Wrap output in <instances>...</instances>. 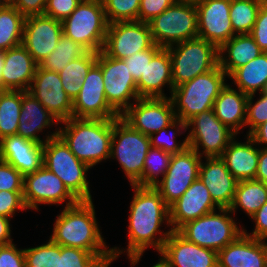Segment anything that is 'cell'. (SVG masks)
<instances>
[{
	"instance_id": "1",
	"label": "cell",
	"mask_w": 267,
	"mask_h": 267,
	"mask_svg": "<svg viewBox=\"0 0 267 267\" xmlns=\"http://www.w3.org/2000/svg\"><path fill=\"white\" fill-rule=\"evenodd\" d=\"M131 186L134 196L129 209V242L126 252L131 265L135 266L149 246L160 253L172 229L162 232L159 228L164 220L169 226V207L160 193L153 186ZM158 233L159 238L156 237Z\"/></svg>"
},
{
	"instance_id": "2",
	"label": "cell",
	"mask_w": 267,
	"mask_h": 267,
	"mask_svg": "<svg viewBox=\"0 0 267 267\" xmlns=\"http://www.w3.org/2000/svg\"><path fill=\"white\" fill-rule=\"evenodd\" d=\"M92 201H79L57 215L50 240L60 246L80 248L92 254H112L113 262L123 250L106 246L98 227ZM108 249V250H107Z\"/></svg>"
},
{
	"instance_id": "3",
	"label": "cell",
	"mask_w": 267,
	"mask_h": 267,
	"mask_svg": "<svg viewBox=\"0 0 267 267\" xmlns=\"http://www.w3.org/2000/svg\"><path fill=\"white\" fill-rule=\"evenodd\" d=\"M60 123L65 126L58 129V136L81 162L92 168L110 158L112 119L71 117Z\"/></svg>"
},
{
	"instance_id": "4",
	"label": "cell",
	"mask_w": 267,
	"mask_h": 267,
	"mask_svg": "<svg viewBox=\"0 0 267 267\" xmlns=\"http://www.w3.org/2000/svg\"><path fill=\"white\" fill-rule=\"evenodd\" d=\"M225 76L227 74L218 65L210 72L175 87L170 99L176 118L187 123L199 113L213 109L214 101L226 86Z\"/></svg>"
},
{
	"instance_id": "5",
	"label": "cell",
	"mask_w": 267,
	"mask_h": 267,
	"mask_svg": "<svg viewBox=\"0 0 267 267\" xmlns=\"http://www.w3.org/2000/svg\"><path fill=\"white\" fill-rule=\"evenodd\" d=\"M108 25L102 0H82L62 21V30L87 51L98 53L103 49Z\"/></svg>"
},
{
	"instance_id": "6",
	"label": "cell",
	"mask_w": 267,
	"mask_h": 267,
	"mask_svg": "<svg viewBox=\"0 0 267 267\" xmlns=\"http://www.w3.org/2000/svg\"><path fill=\"white\" fill-rule=\"evenodd\" d=\"M43 166L57 175L79 201H92L87 181L90 167L81 162L59 136L44 143Z\"/></svg>"
},
{
	"instance_id": "7",
	"label": "cell",
	"mask_w": 267,
	"mask_h": 267,
	"mask_svg": "<svg viewBox=\"0 0 267 267\" xmlns=\"http://www.w3.org/2000/svg\"><path fill=\"white\" fill-rule=\"evenodd\" d=\"M150 148L149 136L134 129L121 116L112 119L110 158L118 160L131 185L142 177L144 160Z\"/></svg>"
},
{
	"instance_id": "8",
	"label": "cell",
	"mask_w": 267,
	"mask_h": 267,
	"mask_svg": "<svg viewBox=\"0 0 267 267\" xmlns=\"http://www.w3.org/2000/svg\"><path fill=\"white\" fill-rule=\"evenodd\" d=\"M201 216L195 220L182 225L177 232L187 241L195 243L201 247L222 250L225 246L233 242L243 233L237 223L230 215L229 208H219Z\"/></svg>"
},
{
	"instance_id": "9",
	"label": "cell",
	"mask_w": 267,
	"mask_h": 267,
	"mask_svg": "<svg viewBox=\"0 0 267 267\" xmlns=\"http://www.w3.org/2000/svg\"><path fill=\"white\" fill-rule=\"evenodd\" d=\"M168 51L174 88L219 65L218 48L199 37L170 46Z\"/></svg>"
},
{
	"instance_id": "10",
	"label": "cell",
	"mask_w": 267,
	"mask_h": 267,
	"mask_svg": "<svg viewBox=\"0 0 267 267\" xmlns=\"http://www.w3.org/2000/svg\"><path fill=\"white\" fill-rule=\"evenodd\" d=\"M155 45L168 48L198 37L195 2L176 1L149 22Z\"/></svg>"
},
{
	"instance_id": "11",
	"label": "cell",
	"mask_w": 267,
	"mask_h": 267,
	"mask_svg": "<svg viewBox=\"0 0 267 267\" xmlns=\"http://www.w3.org/2000/svg\"><path fill=\"white\" fill-rule=\"evenodd\" d=\"M97 63L101 66L107 102L121 116L133 104L131 99L140 98L137 83L123 59L111 58L101 50L97 53Z\"/></svg>"
},
{
	"instance_id": "12",
	"label": "cell",
	"mask_w": 267,
	"mask_h": 267,
	"mask_svg": "<svg viewBox=\"0 0 267 267\" xmlns=\"http://www.w3.org/2000/svg\"><path fill=\"white\" fill-rule=\"evenodd\" d=\"M186 127H192L186 137L188 147L201 157H220L237 135L216 117L213 109L194 116L186 123ZM200 146L203 153L199 152Z\"/></svg>"
},
{
	"instance_id": "13",
	"label": "cell",
	"mask_w": 267,
	"mask_h": 267,
	"mask_svg": "<svg viewBox=\"0 0 267 267\" xmlns=\"http://www.w3.org/2000/svg\"><path fill=\"white\" fill-rule=\"evenodd\" d=\"M201 161L202 157L190 147H187L182 153L172 154L167 172L153 186L168 207L176 202L199 178Z\"/></svg>"
},
{
	"instance_id": "14",
	"label": "cell",
	"mask_w": 267,
	"mask_h": 267,
	"mask_svg": "<svg viewBox=\"0 0 267 267\" xmlns=\"http://www.w3.org/2000/svg\"><path fill=\"white\" fill-rule=\"evenodd\" d=\"M153 45L149 23L118 21L108 25L102 51L111 58L125 59Z\"/></svg>"
},
{
	"instance_id": "15",
	"label": "cell",
	"mask_w": 267,
	"mask_h": 267,
	"mask_svg": "<svg viewBox=\"0 0 267 267\" xmlns=\"http://www.w3.org/2000/svg\"><path fill=\"white\" fill-rule=\"evenodd\" d=\"M23 199L27 209L39 210V204H61L70 207L79 200L68 190L62 180L45 166L24 176Z\"/></svg>"
},
{
	"instance_id": "16",
	"label": "cell",
	"mask_w": 267,
	"mask_h": 267,
	"mask_svg": "<svg viewBox=\"0 0 267 267\" xmlns=\"http://www.w3.org/2000/svg\"><path fill=\"white\" fill-rule=\"evenodd\" d=\"M121 117L147 136L166 128L176 119L170 97L139 98Z\"/></svg>"
},
{
	"instance_id": "17",
	"label": "cell",
	"mask_w": 267,
	"mask_h": 267,
	"mask_svg": "<svg viewBox=\"0 0 267 267\" xmlns=\"http://www.w3.org/2000/svg\"><path fill=\"white\" fill-rule=\"evenodd\" d=\"M72 117L88 119L119 117L107 102L101 66L97 62L88 71L81 90L73 101Z\"/></svg>"
},
{
	"instance_id": "18",
	"label": "cell",
	"mask_w": 267,
	"mask_h": 267,
	"mask_svg": "<svg viewBox=\"0 0 267 267\" xmlns=\"http://www.w3.org/2000/svg\"><path fill=\"white\" fill-rule=\"evenodd\" d=\"M198 37L218 49L236 35L230 20V0H197Z\"/></svg>"
},
{
	"instance_id": "19",
	"label": "cell",
	"mask_w": 267,
	"mask_h": 267,
	"mask_svg": "<svg viewBox=\"0 0 267 267\" xmlns=\"http://www.w3.org/2000/svg\"><path fill=\"white\" fill-rule=\"evenodd\" d=\"M160 254L164 267H218V252L187 241L172 231Z\"/></svg>"
},
{
	"instance_id": "20",
	"label": "cell",
	"mask_w": 267,
	"mask_h": 267,
	"mask_svg": "<svg viewBox=\"0 0 267 267\" xmlns=\"http://www.w3.org/2000/svg\"><path fill=\"white\" fill-rule=\"evenodd\" d=\"M28 92L61 122L72 117L73 101L64 91L58 72L39 65Z\"/></svg>"
},
{
	"instance_id": "21",
	"label": "cell",
	"mask_w": 267,
	"mask_h": 267,
	"mask_svg": "<svg viewBox=\"0 0 267 267\" xmlns=\"http://www.w3.org/2000/svg\"><path fill=\"white\" fill-rule=\"evenodd\" d=\"M63 35L62 22L47 15L25 18L22 45L39 64L57 46Z\"/></svg>"
},
{
	"instance_id": "22",
	"label": "cell",
	"mask_w": 267,
	"mask_h": 267,
	"mask_svg": "<svg viewBox=\"0 0 267 267\" xmlns=\"http://www.w3.org/2000/svg\"><path fill=\"white\" fill-rule=\"evenodd\" d=\"M217 207V208H216ZM219 209L208 188L196 179L184 194L169 207V225L177 231L185 223Z\"/></svg>"
},
{
	"instance_id": "23",
	"label": "cell",
	"mask_w": 267,
	"mask_h": 267,
	"mask_svg": "<svg viewBox=\"0 0 267 267\" xmlns=\"http://www.w3.org/2000/svg\"><path fill=\"white\" fill-rule=\"evenodd\" d=\"M43 148L44 144L19 135L7 136L0 140V160L26 176L43 166Z\"/></svg>"
},
{
	"instance_id": "24",
	"label": "cell",
	"mask_w": 267,
	"mask_h": 267,
	"mask_svg": "<svg viewBox=\"0 0 267 267\" xmlns=\"http://www.w3.org/2000/svg\"><path fill=\"white\" fill-rule=\"evenodd\" d=\"M201 161L199 178L208 188L211 198L219 208H229L232 204L238 181L226 168L220 157H204Z\"/></svg>"
},
{
	"instance_id": "25",
	"label": "cell",
	"mask_w": 267,
	"mask_h": 267,
	"mask_svg": "<svg viewBox=\"0 0 267 267\" xmlns=\"http://www.w3.org/2000/svg\"><path fill=\"white\" fill-rule=\"evenodd\" d=\"M38 64L22 45L4 51V67L0 84L6 90L28 91L36 74Z\"/></svg>"
},
{
	"instance_id": "26",
	"label": "cell",
	"mask_w": 267,
	"mask_h": 267,
	"mask_svg": "<svg viewBox=\"0 0 267 267\" xmlns=\"http://www.w3.org/2000/svg\"><path fill=\"white\" fill-rule=\"evenodd\" d=\"M18 121L17 135L25 139L44 144L48 139L58 136V129L47 135L45 140L37 135L43 129L60 122L28 91H22L21 112Z\"/></svg>"
},
{
	"instance_id": "27",
	"label": "cell",
	"mask_w": 267,
	"mask_h": 267,
	"mask_svg": "<svg viewBox=\"0 0 267 267\" xmlns=\"http://www.w3.org/2000/svg\"><path fill=\"white\" fill-rule=\"evenodd\" d=\"M174 89L172 80V61L168 48H161L147 64L144 75L137 82L140 98H166L163 87Z\"/></svg>"
},
{
	"instance_id": "28",
	"label": "cell",
	"mask_w": 267,
	"mask_h": 267,
	"mask_svg": "<svg viewBox=\"0 0 267 267\" xmlns=\"http://www.w3.org/2000/svg\"><path fill=\"white\" fill-rule=\"evenodd\" d=\"M218 267H265L262 239L244 232L218 251Z\"/></svg>"
},
{
	"instance_id": "29",
	"label": "cell",
	"mask_w": 267,
	"mask_h": 267,
	"mask_svg": "<svg viewBox=\"0 0 267 267\" xmlns=\"http://www.w3.org/2000/svg\"><path fill=\"white\" fill-rule=\"evenodd\" d=\"M247 141L237 142L235 137L223 151L220 158L237 181L255 179L259 161V148L247 135Z\"/></svg>"
},
{
	"instance_id": "30",
	"label": "cell",
	"mask_w": 267,
	"mask_h": 267,
	"mask_svg": "<svg viewBox=\"0 0 267 267\" xmlns=\"http://www.w3.org/2000/svg\"><path fill=\"white\" fill-rule=\"evenodd\" d=\"M262 52L250 34H236L218 49L219 66L229 77L237 68Z\"/></svg>"
},
{
	"instance_id": "31",
	"label": "cell",
	"mask_w": 267,
	"mask_h": 267,
	"mask_svg": "<svg viewBox=\"0 0 267 267\" xmlns=\"http://www.w3.org/2000/svg\"><path fill=\"white\" fill-rule=\"evenodd\" d=\"M247 100V94L226 84L214 101L216 117L236 134L245 127Z\"/></svg>"
},
{
	"instance_id": "32",
	"label": "cell",
	"mask_w": 267,
	"mask_h": 267,
	"mask_svg": "<svg viewBox=\"0 0 267 267\" xmlns=\"http://www.w3.org/2000/svg\"><path fill=\"white\" fill-rule=\"evenodd\" d=\"M228 78L234 81L237 89L244 94L262 93L267 87V52H262L259 56L245 65L237 68Z\"/></svg>"
},
{
	"instance_id": "33",
	"label": "cell",
	"mask_w": 267,
	"mask_h": 267,
	"mask_svg": "<svg viewBox=\"0 0 267 267\" xmlns=\"http://www.w3.org/2000/svg\"><path fill=\"white\" fill-rule=\"evenodd\" d=\"M267 202V185L263 182L250 179L238 181L232 204L229 209L232 213L241 207L251 217Z\"/></svg>"
},
{
	"instance_id": "34",
	"label": "cell",
	"mask_w": 267,
	"mask_h": 267,
	"mask_svg": "<svg viewBox=\"0 0 267 267\" xmlns=\"http://www.w3.org/2000/svg\"><path fill=\"white\" fill-rule=\"evenodd\" d=\"M96 62L97 53L87 51L58 72L62 87L72 101L78 96L88 71Z\"/></svg>"
},
{
	"instance_id": "35",
	"label": "cell",
	"mask_w": 267,
	"mask_h": 267,
	"mask_svg": "<svg viewBox=\"0 0 267 267\" xmlns=\"http://www.w3.org/2000/svg\"><path fill=\"white\" fill-rule=\"evenodd\" d=\"M25 17L9 2L0 9V51L22 44Z\"/></svg>"
},
{
	"instance_id": "36",
	"label": "cell",
	"mask_w": 267,
	"mask_h": 267,
	"mask_svg": "<svg viewBox=\"0 0 267 267\" xmlns=\"http://www.w3.org/2000/svg\"><path fill=\"white\" fill-rule=\"evenodd\" d=\"M22 91L6 90L0 99V140L17 135L21 112Z\"/></svg>"
},
{
	"instance_id": "37",
	"label": "cell",
	"mask_w": 267,
	"mask_h": 267,
	"mask_svg": "<svg viewBox=\"0 0 267 267\" xmlns=\"http://www.w3.org/2000/svg\"><path fill=\"white\" fill-rule=\"evenodd\" d=\"M266 0H230V20L235 34H250Z\"/></svg>"
},
{
	"instance_id": "38",
	"label": "cell",
	"mask_w": 267,
	"mask_h": 267,
	"mask_svg": "<svg viewBox=\"0 0 267 267\" xmlns=\"http://www.w3.org/2000/svg\"><path fill=\"white\" fill-rule=\"evenodd\" d=\"M87 50L79 43L62 35L55 49L38 65L45 70L59 72L67 66V64L81 56Z\"/></svg>"
},
{
	"instance_id": "39",
	"label": "cell",
	"mask_w": 267,
	"mask_h": 267,
	"mask_svg": "<svg viewBox=\"0 0 267 267\" xmlns=\"http://www.w3.org/2000/svg\"><path fill=\"white\" fill-rule=\"evenodd\" d=\"M112 254H92L80 248L60 246L57 267H109Z\"/></svg>"
},
{
	"instance_id": "40",
	"label": "cell",
	"mask_w": 267,
	"mask_h": 267,
	"mask_svg": "<svg viewBox=\"0 0 267 267\" xmlns=\"http://www.w3.org/2000/svg\"><path fill=\"white\" fill-rule=\"evenodd\" d=\"M172 154L158 148L151 147L144 160L142 177L134 184L137 186H154L159 175L164 176L170 164Z\"/></svg>"
},
{
	"instance_id": "41",
	"label": "cell",
	"mask_w": 267,
	"mask_h": 267,
	"mask_svg": "<svg viewBox=\"0 0 267 267\" xmlns=\"http://www.w3.org/2000/svg\"><path fill=\"white\" fill-rule=\"evenodd\" d=\"M168 129L173 133H170V135L171 134L172 135L171 136L169 135L167 137L166 134H168L167 132ZM180 129L181 131L182 130L186 131L187 130L186 123L181 119L176 118L169 126L149 136L151 147L161 149L170 154L182 153L188 147V143L186 138L182 143L177 142L176 140V136H178L177 133L182 134V132H180Z\"/></svg>"
},
{
	"instance_id": "42",
	"label": "cell",
	"mask_w": 267,
	"mask_h": 267,
	"mask_svg": "<svg viewBox=\"0 0 267 267\" xmlns=\"http://www.w3.org/2000/svg\"><path fill=\"white\" fill-rule=\"evenodd\" d=\"M60 245L50 239L46 244L24 249L26 267H57Z\"/></svg>"
},
{
	"instance_id": "43",
	"label": "cell",
	"mask_w": 267,
	"mask_h": 267,
	"mask_svg": "<svg viewBox=\"0 0 267 267\" xmlns=\"http://www.w3.org/2000/svg\"><path fill=\"white\" fill-rule=\"evenodd\" d=\"M141 0H102L108 23L138 21Z\"/></svg>"
},
{
	"instance_id": "44",
	"label": "cell",
	"mask_w": 267,
	"mask_h": 267,
	"mask_svg": "<svg viewBox=\"0 0 267 267\" xmlns=\"http://www.w3.org/2000/svg\"><path fill=\"white\" fill-rule=\"evenodd\" d=\"M260 99L253 104L254 94L248 95L245 126L249 125L248 135L260 124L267 121V93L262 92Z\"/></svg>"
},
{
	"instance_id": "45",
	"label": "cell",
	"mask_w": 267,
	"mask_h": 267,
	"mask_svg": "<svg viewBox=\"0 0 267 267\" xmlns=\"http://www.w3.org/2000/svg\"><path fill=\"white\" fill-rule=\"evenodd\" d=\"M160 49L161 47L154 44L150 49L139 51L132 56L123 59L136 83L139 81L141 75H144L147 64H149L152 57Z\"/></svg>"
},
{
	"instance_id": "46",
	"label": "cell",
	"mask_w": 267,
	"mask_h": 267,
	"mask_svg": "<svg viewBox=\"0 0 267 267\" xmlns=\"http://www.w3.org/2000/svg\"><path fill=\"white\" fill-rule=\"evenodd\" d=\"M24 176L12 165L0 160V191H23Z\"/></svg>"
},
{
	"instance_id": "47",
	"label": "cell",
	"mask_w": 267,
	"mask_h": 267,
	"mask_svg": "<svg viewBox=\"0 0 267 267\" xmlns=\"http://www.w3.org/2000/svg\"><path fill=\"white\" fill-rule=\"evenodd\" d=\"M25 209L23 191H0V216L10 219L17 210Z\"/></svg>"
},
{
	"instance_id": "48",
	"label": "cell",
	"mask_w": 267,
	"mask_h": 267,
	"mask_svg": "<svg viewBox=\"0 0 267 267\" xmlns=\"http://www.w3.org/2000/svg\"><path fill=\"white\" fill-rule=\"evenodd\" d=\"M177 0H141L138 21L149 23Z\"/></svg>"
},
{
	"instance_id": "49",
	"label": "cell",
	"mask_w": 267,
	"mask_h": 267,
	"mask_svg": "<svg viewBox=\"0 0 267 267\" xmlns=\"http://www.w3.org/2000/svg\"><path fill=\"white\" fill-rule=\"evenodd\" d=\"M82 0H48L44 15L58 21L65 20Z\"/></svg>"
},
{
	"instance_id": "50",
	"label": "cell",
	"mask_w": 267,
	"mask_h": 267,
	"mask_svg": "<svg viewBox=\"0 0 267 267\" xmlns=\"http://www.w3.org/2000/svg\"><path fill=\"white\" fill-rule=\"evenodd\" d=\"M263 52H267V0L261 5L250 33Z\"/></svg>"
},
{
	"instance_id": "51",
	"label": "cell",
	"mask_w": 267,
	"mask_h": 267,
	"mask_svg": "<svg viewBox=\"0 0 267 267\" xmlns=\"http://www.w3.org/2000/svg\"><path fill=\"white\" fill-rule=\"evenodd\" d=\"M0 267H26L24 249H17L14 243L0 245Z\"/></svg>"
},
{
	"instance_id": "52",
	"label": "cell",
	"mask_w": 267,
	"mask_h": 267,
	"mask_svg": "<svg viewBox=\"0 0 267 267\" xmlns=\"http://www.w3.org/2000/svg\"><path fill=\"white\" fill-rule=\"evenodd\" d=\"M48 0H9L25 18L35 15H43Z\"/></svg>"
},
{
	"instance_id": "53",
	"label": "cell",
	"mask_w": 267,
	"mask_h": 267,
	"mask_svg": "<svg viewBox=\"0 0 267 267\" xmlns=\"http://www.w3.org/2000/svg\"><path fill=\"white\" fill-rule=\"evenodd\" d=\"M251 219L255 222L253 232L251 234L246 232L247 230H243V232L255 239L267 238V202L251 216Z\"/></svg>"
},
{
	"instance_id": "54",
	"label": "cell",
	"mask_w": 267,
	"mask_h": 267,
	"mask_svg": "<svg viewBox=\"0 0 267 267\" xmlns=\"http://www.w3.org/2000/svg\"><path fill=\"white\" fill-rule=\"evenodd\" d=\"M255 180L263 182L267 185V148L259 149V161Z\"/></svg>"
},
{
	"instance_id": "55",
	"label": "cell",
	"mask_w": 267,
	"mask_h": 267,
	"mask_svg": "<svg viewBox=\"0 0 267 267\" xmlns=\"http://www.w3.org/2000/svg\"><path fill=\"white\" fill-rule=\"evenodd\" d=\"M249 136L256 143V145H265L263 148H267V121L257 126Z\"/></svg>"
},
{
	"instance_id": "56",
	"label": "cell",
	"mask_w": 267,
	"mask_h": 267,
	"mask_svg": "<svg viewBox=\"0 0 267 267\" xmlns=\"http://www.w3.org/2000/svg\"><path fill=\"white\" fill-rule=\"evenodd\" d=\"M9 221H11L9 218L0 216V245H6L13 242L10 237L11 227Z\"/></svg>"
},
{
	"instance_id": "57",
	"label": "cell",
	"mask_w": 267,
	"mask_h": 267,
	"mask_svg": "<svg viewBox=\"0 0 267 267\" xmlns=\"http://www.w3.org/2000/svg\"><path fill=\"white\" fill-rule=\"evenodd\" d=\"M265 239H262V247H263V254H264V263L265 267H267V243L265 242Z\"/></svg>"
},
{
	"instance_id": "58",
	"label": "cell",
	"mask_w": 267,
	"mask_h": 267,
	"mask_svg": "<svg viewBox=\"0 0 267 267\" xmlns=\"http://www.w3.org/2000/svg\"><path fill=\"white\" fill-rule=\"evenodd\" d=\"M3 67H4V52L0 51V78Z\"/></svg>"
},
{
	"instance_id": "59",
	"label": "cell",
	"mask_w": 267,
	"mask_h": 267,
	"mask_svg": "<svg viewBox=\"0 0 267 267\" xmlns=\"http://www.w3.org/2000/svg\"><path fill=\"white\" fill-rule=\"evenodd\" d=\"M6 89L0 84V99L1 96L5 93Z\"/></svg>"
},
{
	"instance_id": "60",
	"label": "cell",
	"mask_w": 267,
	"mask_h": 267,
	"mask_svg": "<svg viewBox=\"0 0 267 267\" xmlns=\"http://www.w3.org/2000/svg\"><path fill=\"white\" fill-rule=\"evenodd\" d=\"M152 267H164L163 263L159 260L158 263L154 264Z\"/></svg>"
},
{
	"instance_id": "61",
	"label": "cell",
	"mask_w": 267,
	"mask_h": 267,
	"mask_svg": "<svg viewBox=\"0 0 267 267\" xmlns=\"http://www.w3.org/2000/svg\"><path fill=\"white\" fill-rule=\"evenodd\" d=\"M5 3H6L5 0H0V9H1V7H2Z\"/></svg>"
},
{
	"instance_id": "62",
	"label": "cell",
	"mask_w": 267,
	"mask_h": 267,
	"mask_svg": "<svg viewBox=\"0 0 267 267\" xmlns=\"http://www.w3.org/2000/svg\"><path fill=\"white\" fill-rule=\"evenodd\" d=\"M177 1L196 2L197 0H177Z\"/></svg>"
}]
</instances>
